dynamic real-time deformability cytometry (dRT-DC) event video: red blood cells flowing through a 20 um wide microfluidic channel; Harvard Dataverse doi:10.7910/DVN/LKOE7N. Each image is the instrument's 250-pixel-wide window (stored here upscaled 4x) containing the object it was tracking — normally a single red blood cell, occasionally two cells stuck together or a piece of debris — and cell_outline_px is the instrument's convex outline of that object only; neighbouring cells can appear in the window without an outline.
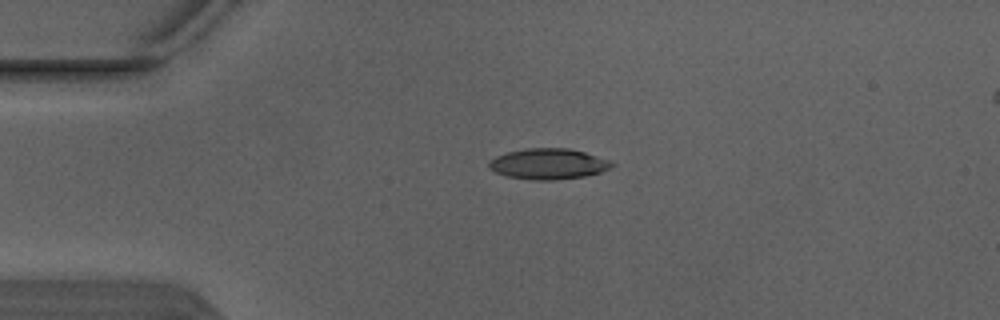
{"species": "Egyptian fruit bat (a non-hibernating species)", "species_latin": "Rousettus aegyptiacus", "temperature_condition": "warm", "stored_images_in_passage": 2, "camera_frame_rate_fps": 3000, "um_per_image_px": 0.085, "animal": {"sex": "male"}, "frame": {"image": 1, "passage_image": 1, "time_ms": 0.0, "image_size_px": [1000, 320], "cell_outline_px": [[616, 164], [600, 172], [584, 176], [552, 180], [536, 180], [504, 176], [488, 168], [488, 160], [496, 156], [508, 152], [528, 148], [568, 148], [584, 152], [608, 160]], "centroid_in_image_um": [46.56, 13.93], "position_along_channel_um": 38.4, "area_um2": 21.85}}